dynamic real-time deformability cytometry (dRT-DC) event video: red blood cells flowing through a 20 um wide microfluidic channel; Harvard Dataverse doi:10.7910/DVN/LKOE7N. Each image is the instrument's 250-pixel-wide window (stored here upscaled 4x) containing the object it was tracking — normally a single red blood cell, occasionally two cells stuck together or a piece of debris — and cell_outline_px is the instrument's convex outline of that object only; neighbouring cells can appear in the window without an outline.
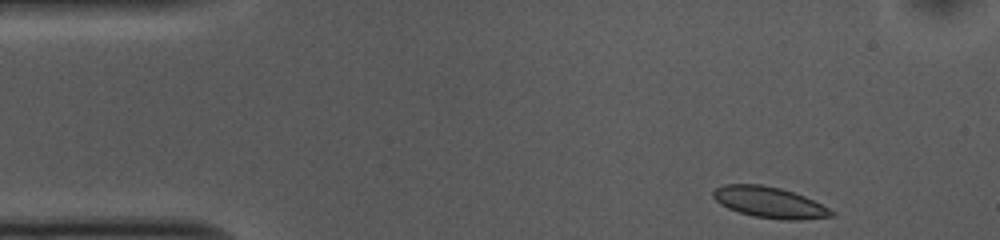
{"species": "common noctule bat (a hibernating species)", "species_latin": "Nyctalus noctula", "temperature_condition": "cold", "stored_images_in_passage": 43, "camera_frame_rate_fps": 3000, "um_per_image_px": 0.085, "animal": {"sex": "female", "body_mass_g": 10.0, "forearm_length_mm": 53.1}, "frame": {"image": 1, "passage_image": 1, "time_ms": 0.0, "image_size_px": [1000, 240], "cell_outline_px": [[836, 216], [800, 220], [784, 220], [756, 216], [740, 212], [728, 208], [720, 204], [712, 196], [712, 192], [716, 188], [724, 184], [760, 184], [780, 188], [804, 196], [836, 212]], "centroid_in_image_um": [65.41, 17.2], "position_along_channel_um": 19.6, "area_um2": 21.21}}
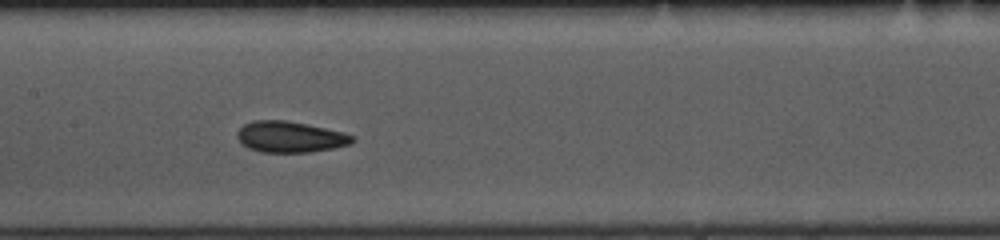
{"frame": {"image": 2, "passage_image": 20, "time_ms": 6.333, "image_size_px": [1000, 240], "cell_outline_px": [[356, 140], [352, 144], [312, 152], [260, 152], [248, 148], [236, 136], [236, 132], [244, 124], [252, 120], [284, 120], [308, 124], [344, 132], [356, 136]], "centroid_in_image_um": [24.7, 11.63], "position_along_channel_um": 182.7, "area_um2": 21.04}}
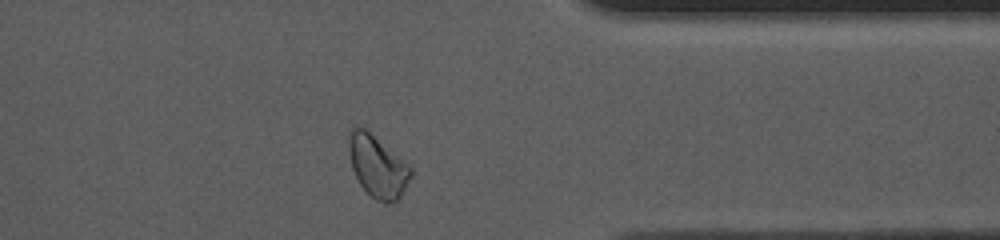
{"frame": {"image": 3, "passage_image": 37, "time_ms": 12.0, "image_size_px": [1000, 240], "cell_outline_px": [[412, 176], [400, 196], [396, 200], [384, 204], [376, 200], [360, 184], [352, 168], [348, 152], [348, 140], [352, 124], [356, 124], [364, 128], [408, 164], [412, 168]], "centroid_in_image_um": [32.06, 14.12], "position_along_channel_um": 379.3, "area_um2": 22.14}, "authors_computed_cell_mechanics": {"area_um2": 20.9814, "velocity_mm_per_s": 3.6842, "shape_relaxation_time_tau1_ms": 3.8581, "shape_relaxation_time_tau2_ms": 2.0119, "deformation_change_tau1": 0.0864, "deformation_change_tau2": 0.0597}}